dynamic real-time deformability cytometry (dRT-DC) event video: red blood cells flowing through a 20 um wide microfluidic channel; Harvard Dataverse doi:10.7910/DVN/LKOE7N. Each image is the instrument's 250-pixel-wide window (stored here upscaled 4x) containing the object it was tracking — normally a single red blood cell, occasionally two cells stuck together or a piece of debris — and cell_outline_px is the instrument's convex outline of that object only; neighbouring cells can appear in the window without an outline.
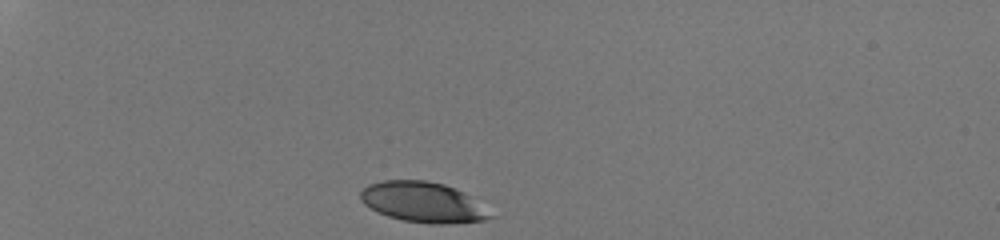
{"species": "human", "species_latin": "Homo sapiens", "temperature_condition": "room temperature", "stored_images_in_passage": 31, "camera_frame_rate_fps": 3000, "um_per_image_px": 0.085, "donor": {"sex": "male"}, "frame": {"image": 1, "passage_image": 1, "time_ms": 0.0, "image_size_px": [1000, 240], "cell_outline_px": [[496, 216], [484, 220], [444, 224], [432, 224], [404, 220], [388, 216], [376, 212], [364, 204], [360, 200], [360, 192], [368, 184], [384, 180], [424, 180], [444, 184], [464, 192]], "centroid_in_image_um": [35.93, 17.18], "position_along_channel_um": 49.1, "area_um2": 30.46}}
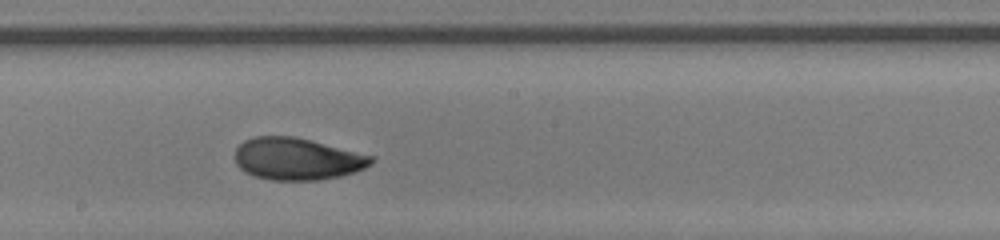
{"frame": {"image": 2, "passage_image": 18, "time_ms": 5.667, "image_size_px": [1000, 240], "cell_outline_px": [[376, 156], [372, 164], [364, 168], [340, 176], [316, 180], [272, 180], [256, 176], [244, 172], [236, 164], [236, 148], [244, 140], [252, 136], [296, 136]], "centroid_in_image_um": [25.27, 13.49], "position_along_channel_um": 222.9, "area_um2": 33.58}}
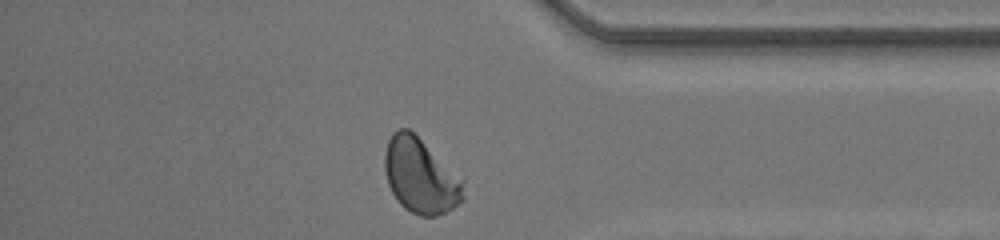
{"frame": {"image": 3, "passage_image": 31, "time_ms": 10.0, "image_size_px": [1000, 240], "cell_outline_px": [[464, 200], [452, 208], [436, 216], [420, 216], [404, 208], [396, 200], [388, 184], [384, 168], [384, 152], [388, 140], [392, 132], [400, 128], [408, 128], [464, 176]], "centroid_in_image_um": [35.77, 14.93], "position_along_channel_um": 399.4, "area_um2": 35.08}, "authors_computed_cell_mechanics": {"area_um2": 33.235, "velocity_mm_per_s": 4.2273, "shape_relaxation_time_tau1_ms": 3.656, "shape_relaxation_time_tau2_ms": 1.1668, "deformation_change_tau1": 0.1512, "deformation_change_tau2": 0.0442}}